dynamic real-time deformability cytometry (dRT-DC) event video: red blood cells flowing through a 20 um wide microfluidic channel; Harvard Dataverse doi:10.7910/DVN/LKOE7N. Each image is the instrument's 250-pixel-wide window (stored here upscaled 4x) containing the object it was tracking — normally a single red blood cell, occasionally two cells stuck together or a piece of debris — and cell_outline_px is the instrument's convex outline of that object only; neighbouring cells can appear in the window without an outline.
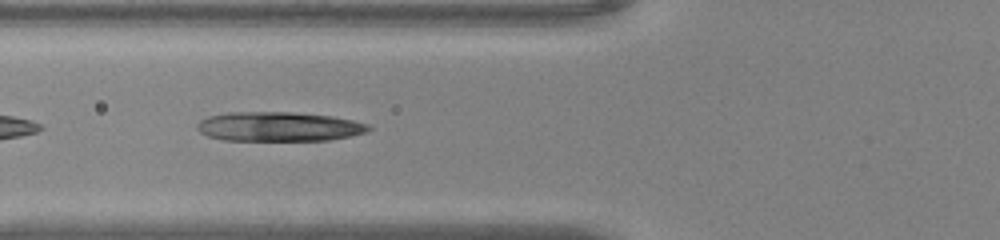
{"species": "common noctule bat (a hibernating species)", "species_latin": "Nyctalus noctula", "temperature_condition": "warm", "stored_images_in_passage": 49, "camera_frame_rate_fps": 3000, "um_per_image_px": 0.085, "animal": {"sex": "male", "body_mass_g": 20.0, "forearm_length_mm": 53.3}, "frame": {"image": 1, "passage_image": 19, "time_ms": 6.0, "image_size_px": [1000, 240], "cell_outline_px": [[372, 128], [364, 132], [352, 136], [328, 140], [224, 140], [208, 136], [200, 132], [196, 128], [196, 124], [200, 120], [208, 116], [228, 112], [288, 112], [332, 116], [352, 120], [368, 124]], "centroid_in_image_um": [23.67, 10.76], "position_along_channel_um": 102.1, "area_um2": 29.3}}
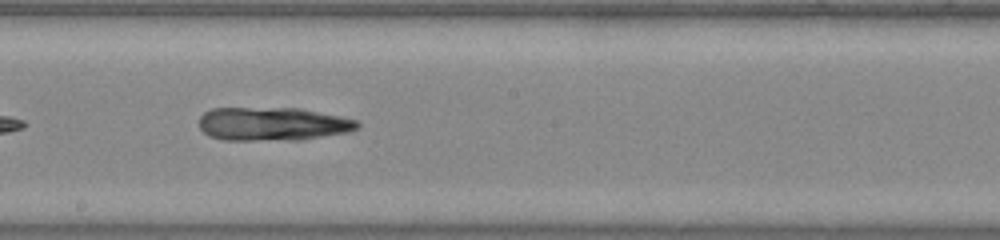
{"frame": {"image": 2, "passage_image": 28, "time_ms": 9.0, "image_size_px": [1000, 240], "cell_outline_px": [[360, 128], [348, 132], [300, 140], [224, 140], [208, 136], [200, 128], [200, 116], [204, 112], [212, 108], [300, 108], [340, 116], [356, 120], [360, 124]], "centroid_in_image_um": [23.17, 10.54], "position_along_channel_um": 225.0, "area_um2": 31.04}}
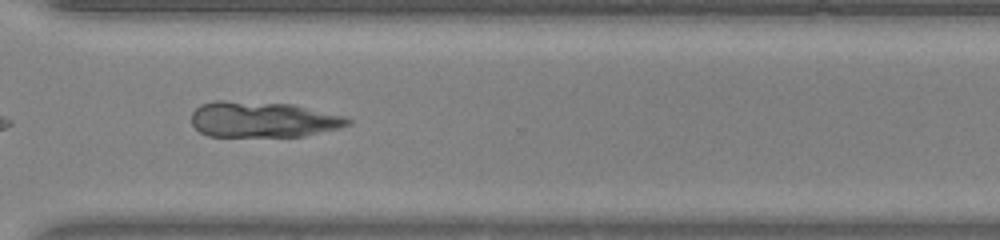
{"frame": {"image": 3, "passage_image": 37, "time_ms": 12.0, "image_size_px": [1000, 240], "cell_outline_px": [[352, 124], [340, 128], [304, 136], [208, 136], [200, 132], [192, 124], [192, 112], [200, 104], [212, 100], [224, 100], [292, 104], [344, 116], [352, 120]], "centroid_in_image_um": [22.34, 10.15], "position_along_channel_um": 348.3, "area_um2": 32.71}}